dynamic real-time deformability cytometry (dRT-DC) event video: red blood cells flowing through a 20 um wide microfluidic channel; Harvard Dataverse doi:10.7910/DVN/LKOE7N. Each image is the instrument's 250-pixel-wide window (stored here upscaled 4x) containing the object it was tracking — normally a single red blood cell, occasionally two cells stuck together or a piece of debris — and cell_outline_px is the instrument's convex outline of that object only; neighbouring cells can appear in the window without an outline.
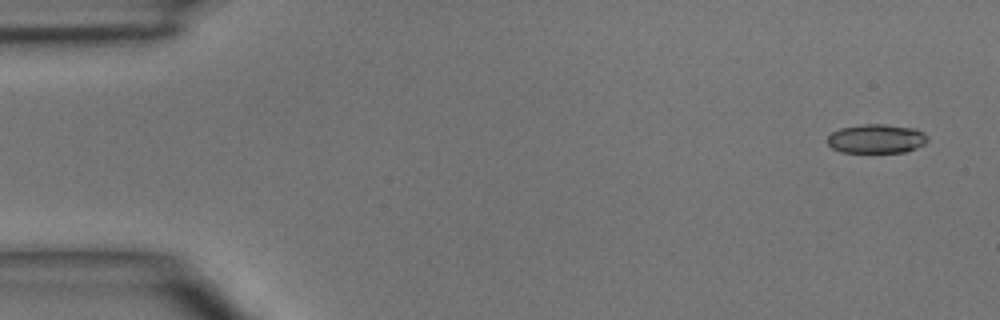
{"species": "common noctule bat (a hibernating species)", "species_latin": "Nyctalus noctula", "temperature_condition": "room temperature", "stored_images_in_passage": 5, "camera_frame_rate_fps": 3000, "um_per_image_px": 0.085, "animal": {"sex": "male", "body_mass_g": 15.6}, "frame": {"image": 1, "passage_image": 1, "time_ms": 0.0, "image_size_px": [1000, 320], "cell_outline_px": [[928, 140], [924, 144], [916, 148], [904, 152], [840, 152], [832, 148], [828, 144], [828, 136], [832, 132], [840, 128], [864, 124], [884, 124], [916, 128], [924, 132], [928, 136]], "centroid_in_image_um": [74.51, 11.79], "position_along_channel_um": 10.5, "area_um2": 17.05}}
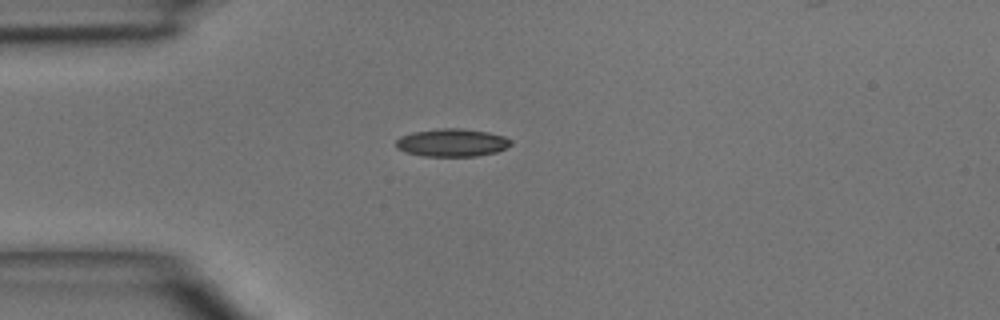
{"frame": {"image": 2, "passage_image": 4, "time_ms": 3.333, "image_size_px": [1000, 320], "cell_outline_px": [[512, 144], [496, 152], [476, 156], [424, 156], [404, 152], [396, 148], [396, 140], [400, 136], [412, 132], [440, 128], [460, 128], [488, 132], [504, 136], [512, 140]], "centroid_in_image_um": [38.4, 12.12], "position_along_channel_um": 46.6, "area_um2": 18.73}}